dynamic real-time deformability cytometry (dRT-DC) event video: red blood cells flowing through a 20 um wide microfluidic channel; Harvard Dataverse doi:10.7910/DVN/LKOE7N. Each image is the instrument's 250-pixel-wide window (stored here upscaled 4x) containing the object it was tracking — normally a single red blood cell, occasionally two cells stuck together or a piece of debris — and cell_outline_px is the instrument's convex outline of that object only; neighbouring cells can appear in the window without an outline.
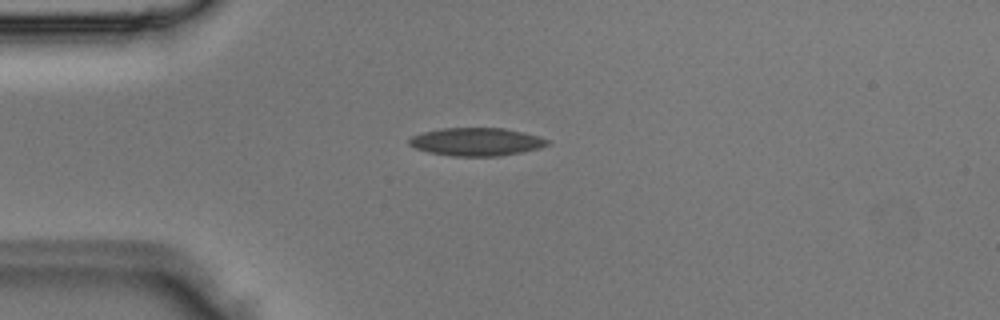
{"species": "Egyptian fruit bat (a non-hibernating species)", "species_latin": "Rousettus aegyptiacus", "temperature_condition": "room temperature", "stored_images_in_passage": 2, "camera_frame_rate_fps": 3000, "um_per_image_px": 0.085, "animal": {"sex": "male"}, "frame": {"image": 1, "passage_image": 2, "time_ms": 0.333, "image_size_px": [1000, 320], "cell_outline_px": [[552, 144], [540, 148], [500, 156], [452, 156], [428, 152], [416, 148], [408, 144], [408, 140], [412, 136], [424, 132], [440, 128], [504, 128], [524, 132], [540, 136], [552, 140]], "centroid_in_image_um": [40.55, 12.05], "position_along_channel_um": 44.4, "area_um2": 22.77}}